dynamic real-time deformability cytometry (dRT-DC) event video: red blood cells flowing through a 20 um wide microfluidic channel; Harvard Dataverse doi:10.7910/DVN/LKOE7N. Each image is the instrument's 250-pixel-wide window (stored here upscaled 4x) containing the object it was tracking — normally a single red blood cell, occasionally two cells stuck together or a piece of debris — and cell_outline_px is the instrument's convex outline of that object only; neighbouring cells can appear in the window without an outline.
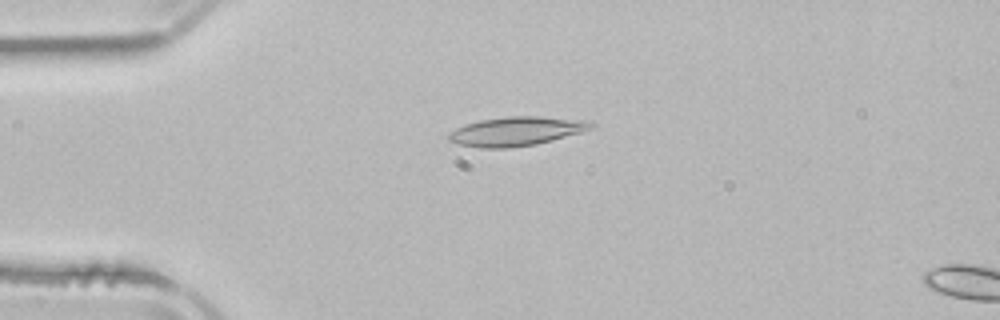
{"species": "common noctule bat (a hibernating species)", "species_latin": "Nyctalus noctula", "temperature_condition": "room temperature", "stored_images_in_passage": 2, "camera_frame_rate_fps": 3000, "um_per_image_px": 0.085, "animal": {"sex": "male", "body_mass_g": 21.5, "forearm_length_mm": 52.0}, "frame": {"image": 1, "passage_image": 1, "time_ms": 0.0, "image_size_px": [1000, 320], "cell_outline_px": [[596, 128], [552, 140], [536, 144], [512, 148], [480, 148], [456, 144], [448, 140], [448, 136], [456, 128], [464, 124], [480, 120], [508, 116], [540, 116], [592, 120], [596, 124]], "centroid_in_image_um": [43.95, 11.15], "position_along_channel_um": 41.1, "area_um2": 24.51}}